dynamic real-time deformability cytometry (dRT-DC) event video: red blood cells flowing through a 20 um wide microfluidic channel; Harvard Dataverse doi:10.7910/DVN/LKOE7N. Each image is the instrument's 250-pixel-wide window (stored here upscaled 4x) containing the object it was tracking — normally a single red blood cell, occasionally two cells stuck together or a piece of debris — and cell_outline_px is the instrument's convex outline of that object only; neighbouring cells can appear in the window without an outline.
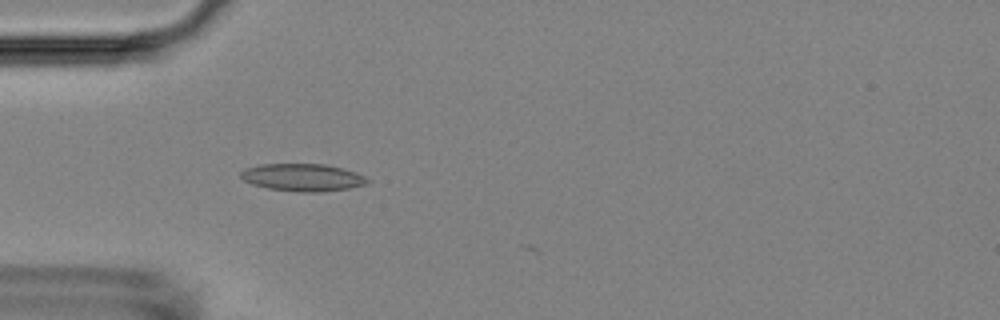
{"species": "Egyptian fruit bat (a non-hibernating species)", "species_latin": "Rousettus aegyptiacus", "temperature_condition": "room temperature", "stored_images_in_passage": 7, "camera_frame_rate_fps": 3000, "um_per_image_px": 0.085, "animal": {"sex": "female"}, "frame": {"image": 1, "passage_image": 5, "time_ms": 1.333, "image_size_px": [1000, 320], "cell_outline_px": [[368, 184], [348, 188], [324, 192], [300, 192], [268, 188], [252, 184], [244, 180], [240, 176], [240, 172], [244, 168], [260, 164], [324, 164], [356, 172], [364, 176], [368, 180]], "centroid_in_image_um": [25.7, 15.08], "position_along_channel_um": 59.3, "area_um2": 20.23}}